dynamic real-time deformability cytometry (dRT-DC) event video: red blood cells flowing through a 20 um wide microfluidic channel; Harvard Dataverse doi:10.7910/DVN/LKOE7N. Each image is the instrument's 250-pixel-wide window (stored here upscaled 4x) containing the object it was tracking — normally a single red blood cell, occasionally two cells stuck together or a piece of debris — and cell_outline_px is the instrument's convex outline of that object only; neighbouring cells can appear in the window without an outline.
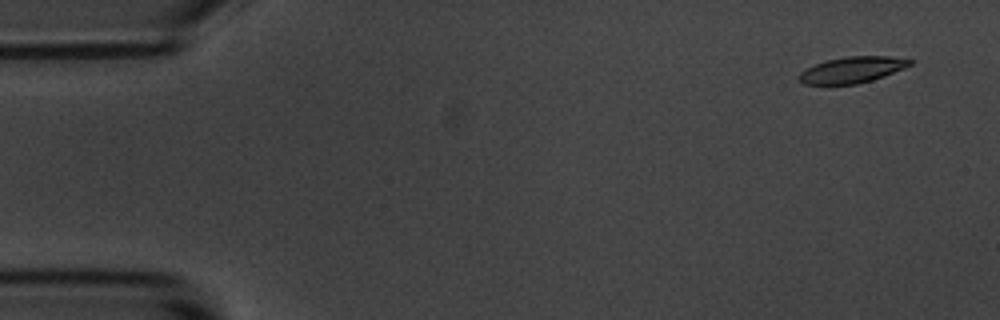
{"species": "common noctule bat (a hibernating species)", "species_latin": "Nyctalus noctula", "temperature_condition": "room temperature", "stored_images_in_passage": 8, "camera_frame_rate_fps": 3000, "um_per_image_px": 0.085, "animal": {"sex": "male", "body_mass_g": 20.1, "forearm_length_mm": 53.5}, "frame": {"image": 1, "passage_image": 1, "time_ms": 0.0, "image_size_px": [1000, 320], "cell_outline_px": [[916, 60], [912, 64], [904, 68], [884, 76], [872, 80], [856, 84], [804, 84], [796, 80], [796, 76], [800, 72], [816, 64], [828, 60], [844, 56], [892, 56]], "centroid_in_image_um": [72.44, 5.93], "position_along_channel_um": 12.6, "area_um2": 16.99}}
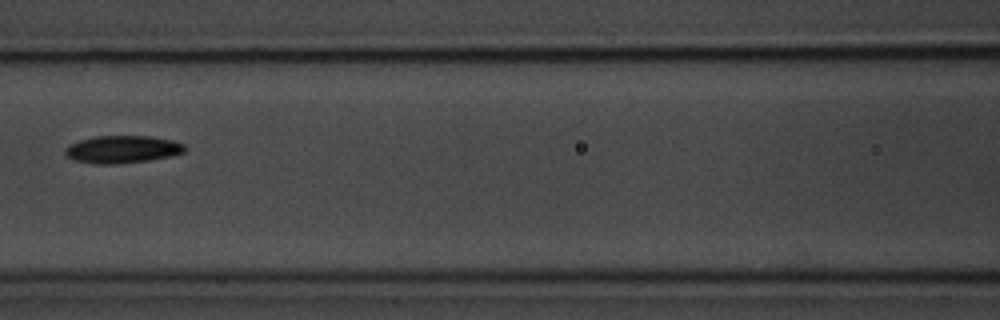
{"frame": {"image": 2, "passage_image": 7, "time_ms": 7.0, "image_size_px": [1000, 320], "cell_outline_px": [[188, 148], [184, 152], [168, 156], [148, 160], [116, 164], [96, 164], [76, 160], [68, 156], [64, 152], [64, 148], [68, 144], [80, 140], [96, 136], [148, 136], [172, 140], [184, 144]], "centroid_in_image_um": [10.39, 12.68], "position_along_channel_um": 156.2, "area_um2": 19.07}}
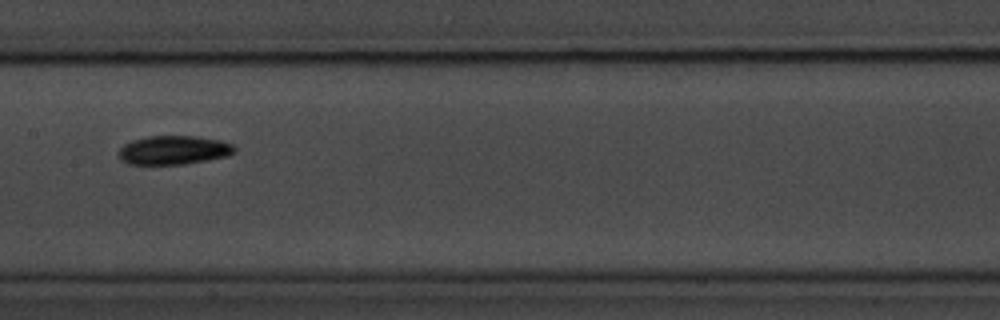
{"frame": {"image": 3, "passage_image": 8, "time_ms": 8.0, "image_size_px": [1000, 320], "cell_outline_px": [[236, 152], [228, 156], [208, 160], [184, 164], [128, 164], [120, 160], [120, 148], [124, 144], [132, 140], [148, 136], [196, 136], [220, 140], [232, 144], [236, 148]], "centroid_in_image_um": [14.79, 12.76], "position_along_channel_um": 192.6, "area_um2": 19.54}}